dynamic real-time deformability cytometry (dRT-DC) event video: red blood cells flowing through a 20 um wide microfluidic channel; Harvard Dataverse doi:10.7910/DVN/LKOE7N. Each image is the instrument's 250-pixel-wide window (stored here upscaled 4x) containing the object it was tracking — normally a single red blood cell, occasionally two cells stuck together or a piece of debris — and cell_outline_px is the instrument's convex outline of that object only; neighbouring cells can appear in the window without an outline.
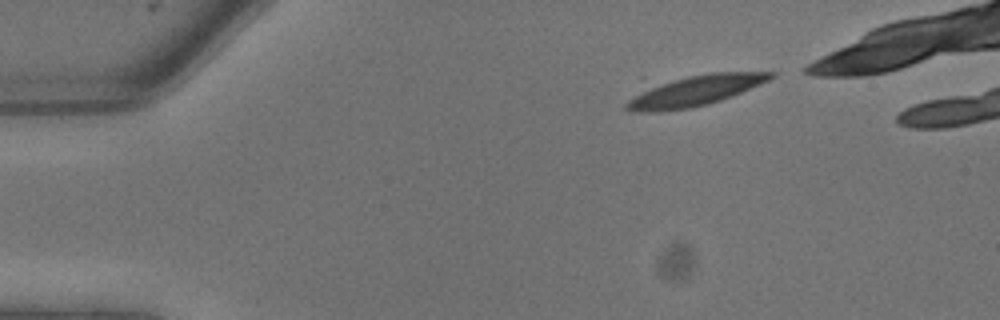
{"species": "common noctule bat (a hibernating species)", "species_latin": "Nyctalus noctula", "temperature_condition": "warm", "stored_images_in_passage": 6, "camera_frame_rate_fps": 3000, "um_per_image_px": 0.085, "animal": {"sex": "male", "body_mass_g": 13.3}, "frame": {"image": 1, "passage_image": 1, "time_ms": 0.0, "image_size_px": [1000, 320], "cell_outline_px": [[776, 76], [760, 84], [732, 96], [708, 104], [692, 108], [656, 112], [632, 112], [624, 108], [624, 104], [628, 100], [648, 84], [708, 72], [776, 72]], "centroid_in_image_um": [58.98, 7.71], "position_along_channel_um": 26.0, "area_um2": 26.01}}
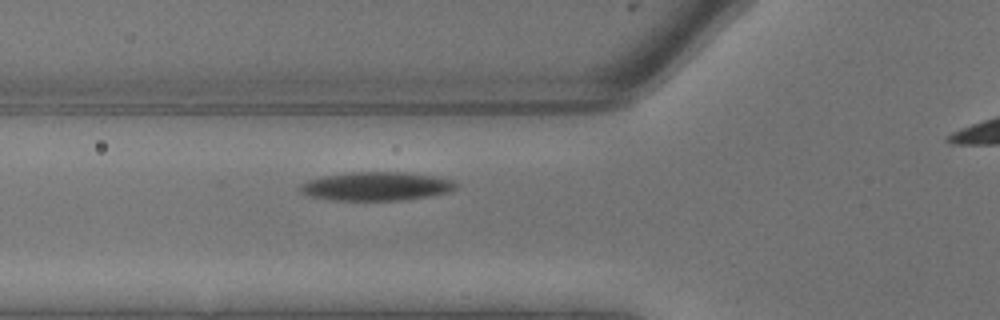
{"frame": {"image": 2, "passage_image": 6, "time_ms": 1.667, "image_size_px": [1000, 320], "cell_outline_px": [[460, 184], [452, 192], [428, 196], [400, 200], [332, 200], [304, 196], [296, 188], [300, 184], [308, 180], [324, 176], [352, 172], [408, 172], [436, 176], [456, 180]], "centroid_in_image_um": [32.0, 15.83], "position_along_channel_um": 93.8, "area_um2": 26.53}}